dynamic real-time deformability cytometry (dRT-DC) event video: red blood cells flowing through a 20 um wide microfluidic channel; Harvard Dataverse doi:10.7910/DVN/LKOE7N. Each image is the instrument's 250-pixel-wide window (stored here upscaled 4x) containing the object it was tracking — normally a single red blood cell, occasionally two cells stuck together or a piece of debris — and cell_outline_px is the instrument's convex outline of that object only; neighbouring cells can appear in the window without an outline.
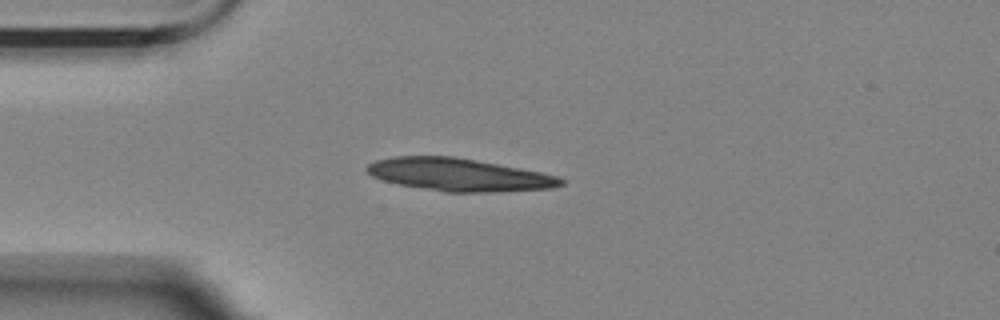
{"species": "Egyptian fruit bat (a non-hibernating species)", "species_latin": "Rousettus aegyptiacus", "temperature_condition": "room temperature", "stored_images_in_passage": 6, "camera_frame_rate_fps": 3000, "um_per_image_px": 0.085, "animal": {"sex": "female"}, "frame": {"image": 1, "passage_image": 3, "time_ms": 2.333, "image_size_px": [1000, 320], "cell_outline_px": [[564, 184], [552, 188], [496, 192], [444, 192], [400, 184], [384, 180], [372, 176], [364, 168], [368, 164], [376, 160], [396, 156], [452, 156], [476, 160], [520, 168], [540, 172], [556, 176], [564, 180]], "centroid_in_image_um": [39.0, 14.85], "position_along_channel_um": 46.0, "area_um2": 36.7}}